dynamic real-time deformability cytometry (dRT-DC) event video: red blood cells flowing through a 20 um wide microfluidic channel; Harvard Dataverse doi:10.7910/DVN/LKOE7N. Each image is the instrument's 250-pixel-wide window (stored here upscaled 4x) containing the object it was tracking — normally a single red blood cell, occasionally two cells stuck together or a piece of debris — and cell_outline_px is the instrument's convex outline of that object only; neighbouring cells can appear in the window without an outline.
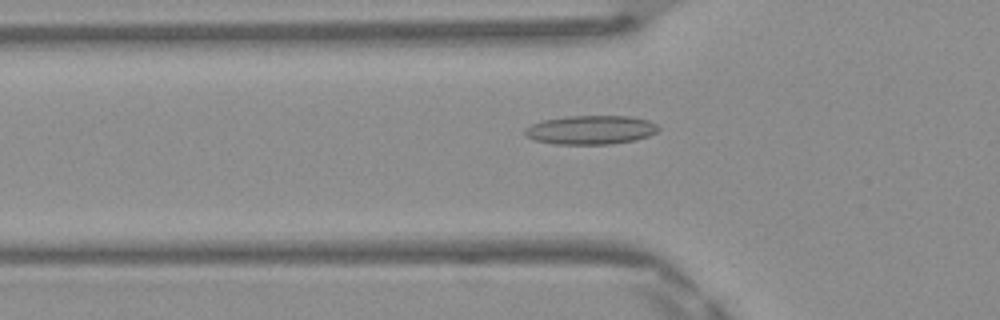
{"species": "Egyptian fruit bat (a non-hibernating species)", "species_latin": "Rousettus aegyptiacus", "temperature_condition": "warm", "stored_images_in_passage": 29, "camera_frame_rate_fps": 3000, "um_per_image_px": 0.085, "frame": {"image": 1, "passage_image": 3, "time_ms": 0.667, "image_size_px": [1000, 320], "cell_outline_px": [[660, 128], [656, 132], [648, 136], [636, 140], [612, 144], [556, 144], [532, 140], [524, 136], [524, 128], [532, 124], [544, 120], [564, 116], [628, 116], [648, 120], [656, 124]], "centroid_in_image_um": [50.18, 11.04], "position_along_channel_um": 75.6, "area_um2": 22.66}}
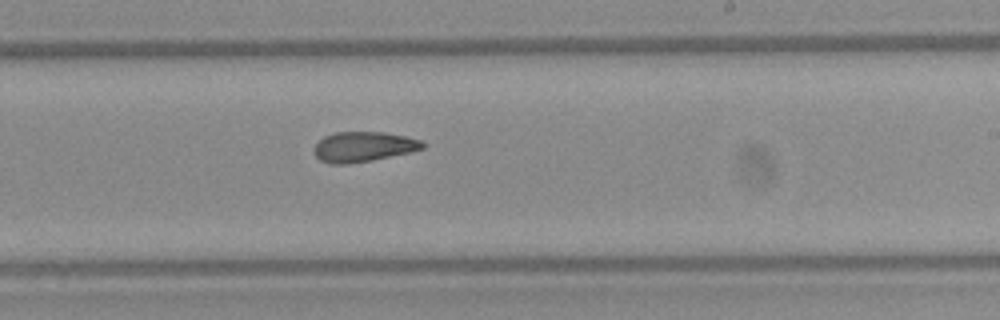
{"frame": {"image": 2, "passage_image": 16, "time_ms": 5.0, "image_size_px": [1000, 320], "cell_outline_px": [[424, 148], [412, 152], [372, 160], [348, 164], [332, 164], [320, 160], [316, 156], [312, 148], [324, 136], [336, 132], [384, 132], [404, 136], [420, 140], [424, 144]], "centroid_in_image_um": [30.87, 12.48], "position_along_channel_um": 258.1, "area_um2": 19.02}}
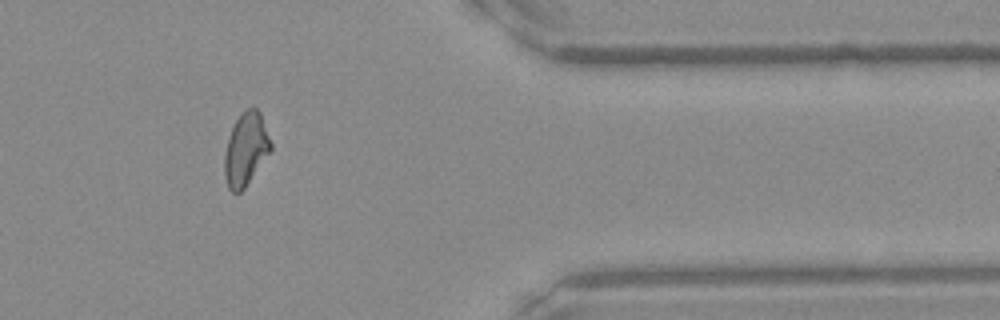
{"frame": {"image": 3, "passage_image": 27, "time_ms": 8.667, "image_size_px": [1000, 320], "cell_outline_px": [[272, 148], [244, 188], [240, 192], [232, 192], [228, 188], [224, 176], [224, 152], [228, 136], [240, 112], [248, 108], [256, 108], [260, 112], [272, 144]], "centroid_in_image_um": [20.87, 12.67], "position_along_channel_um": 390.5, "area_um2": 19.54}, "authors_computed_cell_mechanics": {"area_um2": 19.652, "velocity_mm_per_s": 4.1803, "shape_relaxation_time_tau1_ms": null, "shape_relaxation_time_tau2_ms": 4.0744, "deformation_change_tau1": null, "deformation_change_tau2": 0.1258}}